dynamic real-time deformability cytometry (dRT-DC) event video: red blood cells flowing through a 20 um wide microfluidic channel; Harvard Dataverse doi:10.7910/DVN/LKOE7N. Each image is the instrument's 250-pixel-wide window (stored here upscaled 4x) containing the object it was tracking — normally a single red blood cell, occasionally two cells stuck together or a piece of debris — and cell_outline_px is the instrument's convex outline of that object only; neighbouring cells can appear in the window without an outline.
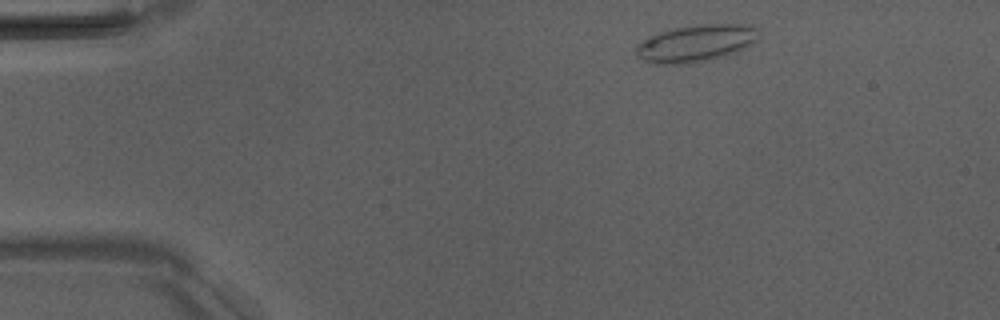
{"species": "Egyptian fruit bat (a non-hibernating species)", "species_latin": "Rousettus aegyptiacus", "temperature_condition": "room temperature", "stored_images_in_passage": 3, "camera_frame_rate_fps": 3000, "um_per_image_px": 0.085, "animal": {"sex": "male"}, "frame": {"image": 1, "passage_image": 1, "time_ms": 0.0, "image_size_px": [1000, 320], "cell_outline_px": [[760, 32], [756, 40], [744, 48], [736, 52], [724, 56], [688, 64], [656, 64], [644, 60], [636, 56], [636, 48], [648, 36], [660, 32], [676, 28], [696, 24], [744, 24], [760, 28]], "centroid_in_image_um": [59.18, 3.67], "position_along_channel_um": 25.8, "area_um2": 26.41}}